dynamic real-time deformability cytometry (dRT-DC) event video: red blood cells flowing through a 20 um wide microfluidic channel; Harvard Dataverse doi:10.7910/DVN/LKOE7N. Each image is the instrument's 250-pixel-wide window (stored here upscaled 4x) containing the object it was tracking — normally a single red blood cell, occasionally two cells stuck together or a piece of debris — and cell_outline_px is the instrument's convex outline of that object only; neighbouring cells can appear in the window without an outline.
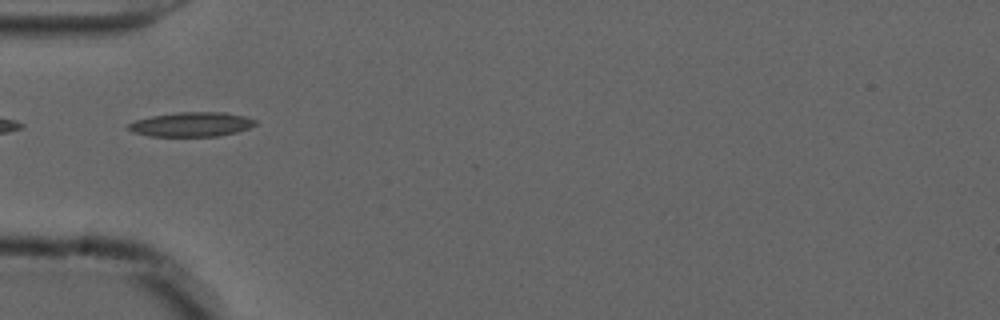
{"species": "common noctule bat (a hibernating species)", "species_latin": "Nyctalus noctula", "temperature_condition": "cold", "stored_images_in_passage": 38, "camera_frame_rate_fps": 3000, "um_per_image_px": 0.085, "animal": {"sex": "male", "forearm_length_mm": 52.5}, "frame": {"image": 1, "passage_image": 1, "time_ms": 0.0, "image_size_px": [1000, 320], "cell_outline_px": [[256, 124], [248, 128], [236, 132], [220, 136], [152, 136], [132, 132], [128, 128], [128, 124], [136, 120], [152, 116], [176, 112], [224, 112], [244, 116], [256, 120]], "centroid_in_image_um": [16.28, 10.57], "position_along_channel_um": 68.7, "area_um2": 17.98}}
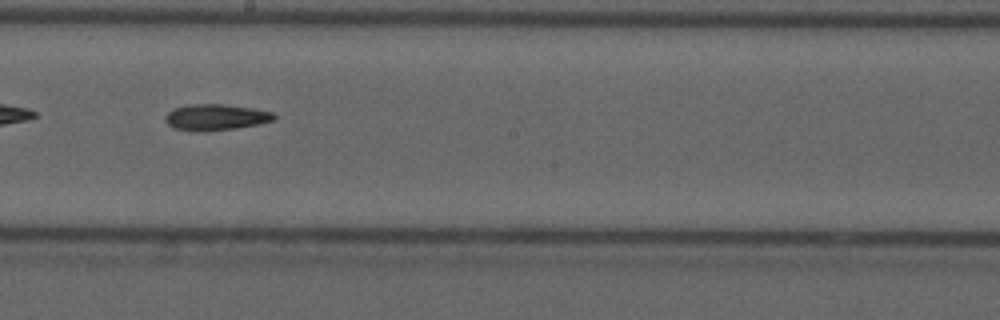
{"frame": {"image": 2, "passage_image": 14, "time_ms": 4.333, "image_size_px": [1000, 320], "cell_outline_px": [[276, 116], [272, 120], [256, 124], [236, 128], [204, 132], [192, 132], [172, 128], [164, 120], [164, 116], [168, 112], [176, 108], [192, 104], [220, 104], [252, 108], [272, 112]], "centroid_in_image_um": [18.27, 9.98], "position_along_channel_um": 229.9, "area_um2": 16.53}}
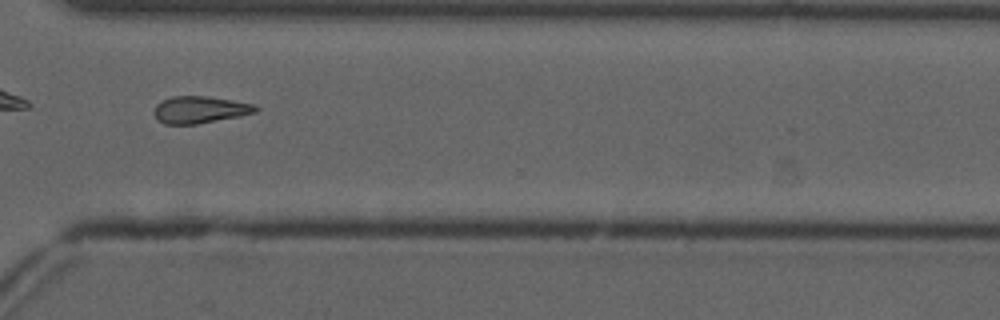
{"frame": {"image": 3, "passage_image": 24, "time_ms": 7.667, "image_size_px": [1000, 320], "cell_outline_px": [[260, 108], [256, 112], [240, 116], [196, 124], [164, 124], [156, 116], [156, 104], [172, 96], [208, 96], [232, 100], [252, 104]], "centroid_in_image_um": [17.03, 9.32], "position_along_channel_um": 353.6, "area_um2": 15.72}, "authors_computed_cell_mechanics": {"area_um2": 16.0395, "velocity_mm_per_s": 3.7109, "shape_relaxation_time_tau1_ms": 9.6498, "shape_relaxation_time_tau2_ms": null, "deformation_change_tau1": 0.1971, "deformation_change_tau2": null}}